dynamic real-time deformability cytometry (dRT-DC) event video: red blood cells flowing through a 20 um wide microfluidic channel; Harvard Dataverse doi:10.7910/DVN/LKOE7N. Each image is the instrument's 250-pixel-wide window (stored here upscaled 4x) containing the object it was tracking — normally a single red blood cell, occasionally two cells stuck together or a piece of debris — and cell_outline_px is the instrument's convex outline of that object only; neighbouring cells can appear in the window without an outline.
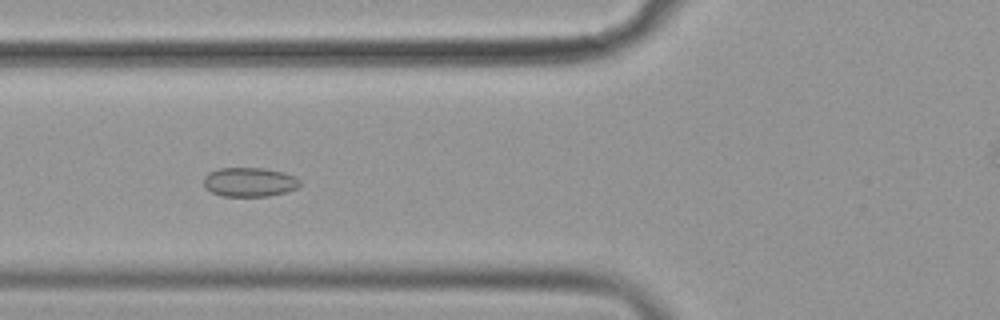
{"species": "common noctule bat (a hibernating species)", "species_latin": "Nyctalus noctula", "temperature_condition": "cold", "stored_images_in_passage": 59, "camera_frame_rate_fps": 3000, "um_per_image_px": 0.085, "animal": {"sex": "female", "body_mass_g": 19.9}, "frame": {"image": 1, "passage_image": 23, "time_ms": 7.333, "image_size_px": [1000, 320], "cell_outline_px": [[300, 184], [296, 188], [288, 192], [268, 196], [224, 196], [212, 192], [204, 188], [204, 176], [208, 172], [220, 168], [264, 168], [284, 172], [300, 180]], "centroid_in_image_um": [21.19, 15.47], "position_along_channel_um": 104.6, "area_um2": 16.42}}
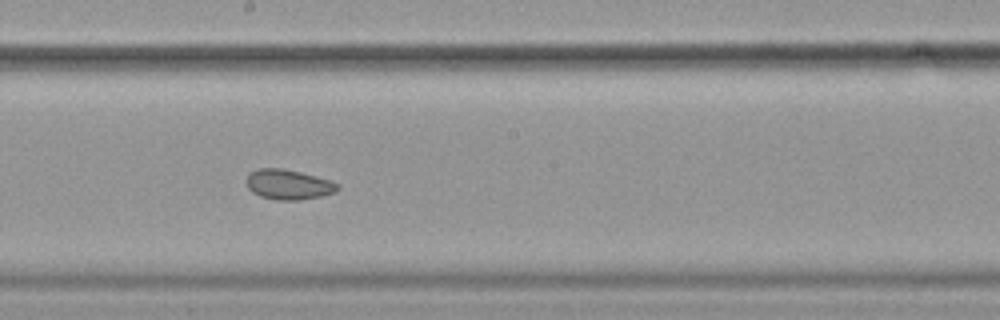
{"frame": {"image": 2, "passage_image": 33, "time_ms": 10.667, "image_size_px": [1000, 320], "cell_outline_px": [[340, 188], [336, 192], [320, 196], [300, 200], [276, 200], [260, 196], [252, 192], [248, 188], [248, 172], [260, 168], [284, 168], [300, 172], [328, 180], [340, 184]], "centroid_in_image_um": [24.52, 15.68], "position_along_channel_um": 223.7, "area_um2": 15.9}}
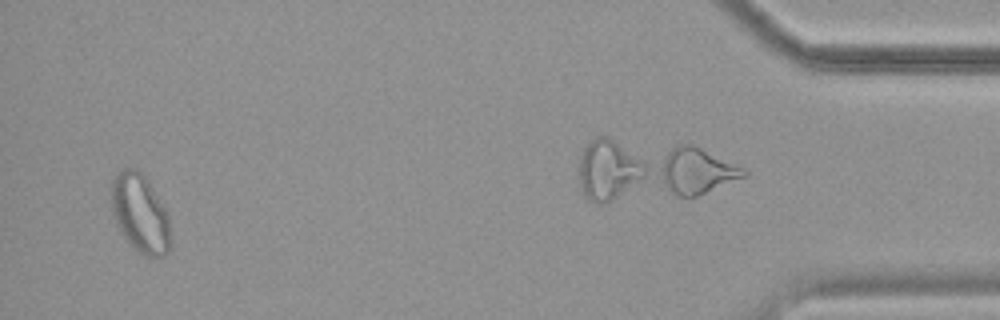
{"frame": {"image": 3, "passage_image": 56, "time_ms": 18.333, "image_size_px": [1000, 320], "cell_outline_px": [[172, 248], [164, 256], [144, 256], [124, 236], [116, 224], [112, 212], [112, 180], [116, 172], [124, 168], [136, 168], [148, 180], [164, 208], [168, 216], [172, 244]], "centroid_in_image_um": [11.93, 18.14], "position_along_channel_um": 423.3, "area_um2": 26.93}, "authors_computed_cell_mechanics": {"area_um2": 19.074, "velocity_mm_per_s": 3.5787, "shape_relaxation_time_tau1_ms": null, "shape_relaxation_time_tau2_ms": 3.4735, "deformation_change_tau1": null, "deformation_change_tau2": 0.0674}}